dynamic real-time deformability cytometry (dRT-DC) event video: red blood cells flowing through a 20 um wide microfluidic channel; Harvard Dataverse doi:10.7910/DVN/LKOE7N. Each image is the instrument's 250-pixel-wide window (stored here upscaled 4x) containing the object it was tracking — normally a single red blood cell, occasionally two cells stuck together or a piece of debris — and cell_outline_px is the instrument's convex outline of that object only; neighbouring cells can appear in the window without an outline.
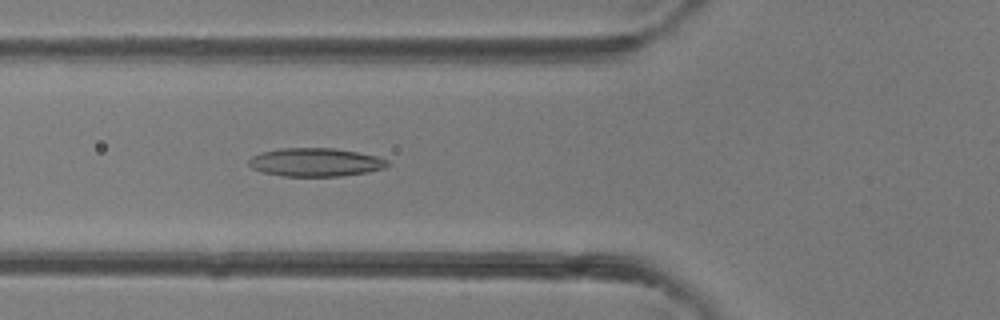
{"species": "common noctule bat (a hibernating species)", "species_latin": "Nyctalus noctula", "temperature_condition": "room temperature", "stored_images_in_passage": 37, "camera_frame_rate_fps": 3000, "um_per_image_px": 0.085, "animal": {"sex": "female"}, "frame": {"image": 1, "passage_image": 12, "time_ms": 3.667, "image_size_px": [1000, 320], "cell_outline_px": [[392, 164], [388, 168], [368, 172], [340, 176], [284, 176], [260, 172], [252, 168], [248, 164], [248, 160], [252, 156], [260, 152], [280, 148], [336, 148], [376, 156], [388, 160]], "centroid_in_image_um": [26.83, 13.79], "position_along_channel_um": 99.0, "area_um2": 23.24}}
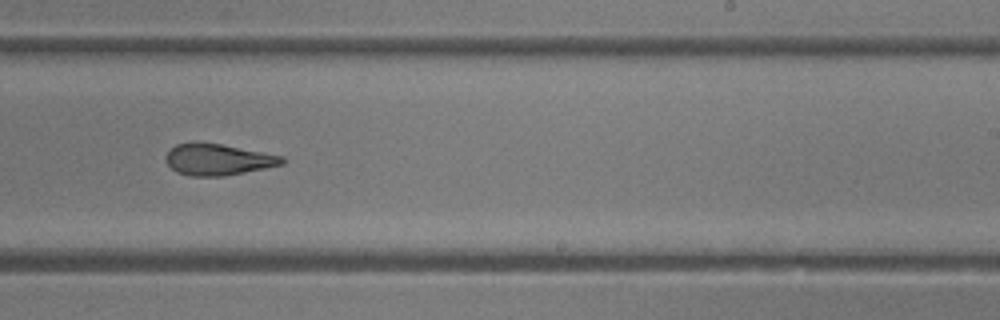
{"frame": {"image": 2, "passage_image": 22, "time_ms": 7.0, "image_size_px": [1000, 320], "cell_outline_px": [[284, 164], [224, 176], [192, 176], [176, 172], [164, 160], [164, 156], [168, 148], [176, 144], [192, 140], [200, 140], [284, 156]], "centroid_in_image_um": [18.44, 13.52], "position_along_channel_um": 270.6, "area_um2": 21.73}}
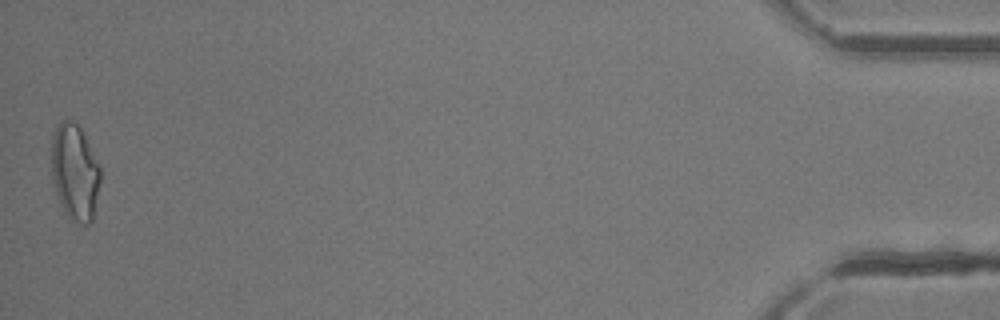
{"frame": {"image": 3, "passage_image": 37, "time_ms": 12.0, "image_size_px": [1000, 320], "cell_outline_px": [[100, 180], [92, 220], [84, 228], [72, 220], [64, 212], [60, 204], [56, 192], [52, 176], [52, 136], [56, 124], [60, 120], [72, 120], [80, 128], [100, 168]], "centroid_in_image_um": [6.34, 14.66], "position_along_channel_um": 428.9, "area_um2": 27.22}}